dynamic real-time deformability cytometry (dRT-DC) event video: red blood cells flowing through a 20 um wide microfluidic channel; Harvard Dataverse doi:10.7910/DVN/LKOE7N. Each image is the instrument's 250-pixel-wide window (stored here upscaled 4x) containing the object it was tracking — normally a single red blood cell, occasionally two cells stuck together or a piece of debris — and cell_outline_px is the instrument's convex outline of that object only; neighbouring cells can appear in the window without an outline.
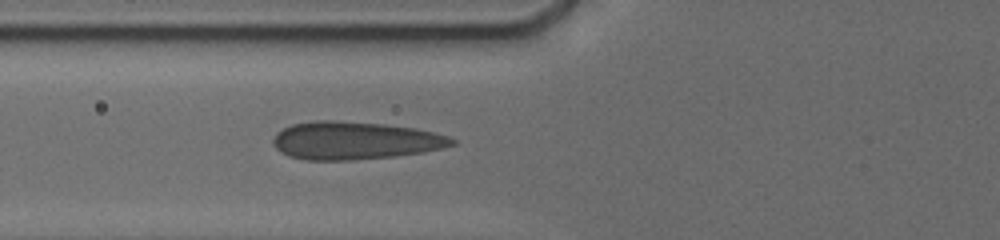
{"species": "human", "species_latin": "Homo sapiens", "temperature_condition": "cold", "stored_images_in_passage": 10, "camera_frame_rate_fps": 3000, "um_per_image_px": 0.085, "donor": {"sex": "male"}, "frame": {"image": 1, "passage_image": 10, "time_ms": 5.333, "image_size_px": [1000, 240], "cell_outline_px": [[456, 144], [440, 148], [420, 152], [396, 156], [348, 160], [304, 160], [288, 156], [280, 152], [272, 144], [272, 140], [276, 132], [292, 124], [316, 120], [336, 120], [384, 124], [412, 128], [432, 132], [448, 136], [456, 140]], "centroid_in_image_um": [30.09, 11.95], "position_along_channel_um": 95.7, "area_um2": 39.36}}